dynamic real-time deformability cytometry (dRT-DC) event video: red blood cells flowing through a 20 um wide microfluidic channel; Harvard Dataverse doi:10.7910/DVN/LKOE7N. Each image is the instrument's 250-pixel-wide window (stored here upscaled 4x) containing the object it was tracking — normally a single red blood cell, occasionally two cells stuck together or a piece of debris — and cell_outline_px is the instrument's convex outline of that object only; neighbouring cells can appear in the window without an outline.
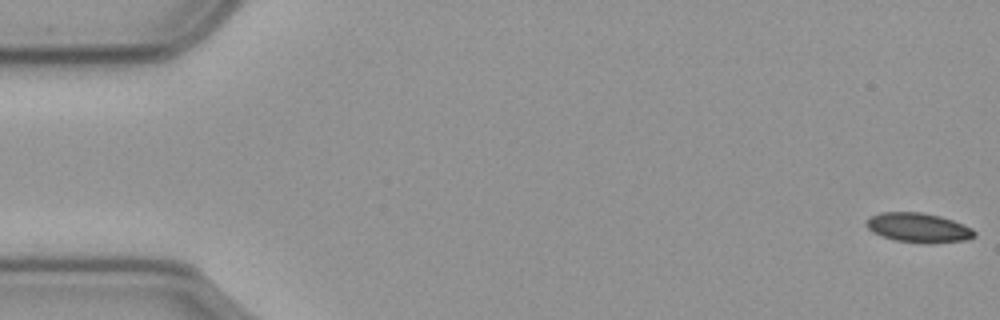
{"species": "common noctule bat (a hibernating species)", "species_latin": "Nyctalus noctula", "temperature_condition": "cold", "stored_images_in_passage": 57, "camera_frame_rate_fps": 3000, "um_per_image_px": 0.085, "animal": {"sex": "male", "body_mass_g": 23.1, "forearm_length_mm": 52.7}, "frame": {"image": 1, "passage_image": 1, "time_ms": 0.0, "image_size_px": [1000, 320], "cell_outline_px": [[976, 236], [968, 240], [932, 244], [928, 244], [896, 240], [872, 232], [868, 228], [868, 220], [872, 216], [880, 212], [920, 212], [940, 216], [952, 220], [972, 228], [976, 232]], "centroid_in_image_um": [78.13, 19.37], "position_along_channel_um": 6.9, "area_um2": 18.5}}
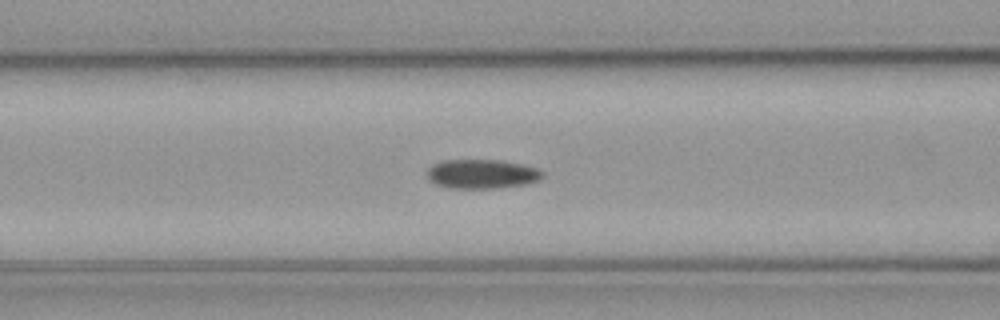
{"frame": {"image": 2, "passage_image": 23, "time_ms": 7.333, "image_size_px": [1000, 320], "cell_outline_px": [[544, 176], [540, 180], [528, 184], [496, 188], [448, 188], [436, 184], [428, 180], [428, 168], [432, 164], [444, 160], [500, 160], [524, 164], [540, 168], [544, 172]], "centroid_in_image_um": [41.01, 14.78], "position_along_channel_um": 125.6, "area_um2": 20.0}}
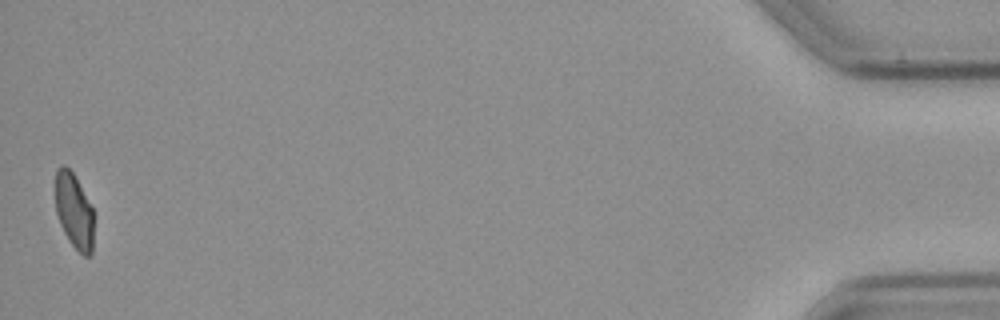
{"frame": {"image": 3, "passage_image": 57, "time_ms": 18.667, "image_size_px": [1000, 320], "cell_outline_px": [[92, 252], [88, 256], [84, 256], [72, 244], [64, 232], [60, 224], [56, 212], [56, 168], [60, 164], [64, 164], [72, 172], [92, 208]], "centroid_in_image_um": [6.27, 17.91], "position_along_channel_um": 428.9, "area_um2": 16.36}, "authors_computed_cell_mechanics": {"area_um2": 19.074, "velocity_mm_per_s": 3.5802, "shape_relaxation_time_tau1_ms": 5.771, "shape_relaxation_time_tau2_ms": 6.867, "deformation_change_tau1": 0.1388, "deformation_change_tau2": 0.1055}}